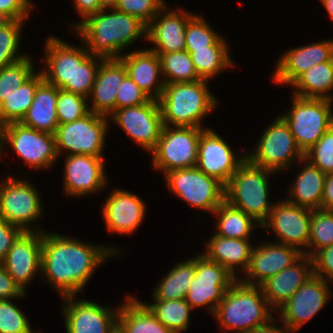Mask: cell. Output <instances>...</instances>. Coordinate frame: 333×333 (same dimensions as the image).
<instances>
[{
  "instance_id": "cell-59",
  "label": "cell",
  "mask_w": 333,
  "mask_h": 333,
  "mask_svg": "<svg viewBox=\"0 0 333 333\" xmlns=\"http://www.w3.org/2000/svg\"><path fill=\"white\" fill-rule=\"evenodd\" d=\"M10 21L11 19L0 11V28L8 24Z\"/></svg>"
},
{
  "instance_id": "cell-47",
  "label": "cell",
  "mask_w": 333,
  "mask_h": 333,
  "mask_svg": "<svg viewBox=\"0 0 333 333\" xmlns=\"http://www.w3.org/2000/svg\"><path fill=\"white\" fill-rule=\"evenodd\" d=\"M304 158L325 174L333 172V125L304 154Z\"/></svg>"
},
{
  "instance_id": "cell-35",
  "label": "cell",
  "mask_w": 333,
  "mask_h": 333,
  "mask_svg": "<svg viewBox=\"0 0 333 333\" xmlns=\"http://www.w3.org/2000/svg\"><path fill=\"white\" fill-rule=\"evenodd\" d=\"M44 81L41 71L33 73L24 83L15 88L0 105V123L2 125L20 122L31 106L37 87Z\"/></svg>"
},
{
  "instance_id": "cell-53",
  "label": "cell",
  "mask_w": 333,
  "mask_h": 333,
  "mask_svg": "<svg viewBox=\"0 0 333 333\" xmlns=\"http://www.w3.org/2000/svg\"><path fill=\"white\" fill-rule=\"evenodd\" d=\"M25 294L0 264V300H9L12 298L16 300Z\"/></svg>"
},
{
  "instance_id": "cell-29",
  "label": "cell",
  "mask_w": 333,
  "mask_h": 333,
  "mask_svg": "<svg viewBox=\"0 0 333 333\" xmlns=\"http://www.w3.org/2000/svg\"><path fill=\"white\" fill-rule=\"evenodd\" d=\"M44 62L41 69L44 80L61 89L64 85H73L74 46L65 40L50 36L45 43Z\"/></svg>"
},
{
  "instance_id": "cell-60",
  "label": "cell",
  "mask_w": 333,
  "mask_h": 333,
  "mask_svg": "<svg viewBox=\"0 0 333 333\" xmlns=\"http://www.w3.org/2000/svg\"><path fill=\"white\" fill-rule=\"evenodd\" d=\"M111 333H125L123 329L117 324L114 329L111 331Z\"/></svg>"
},
{
  "instance_id": "cell-55",
  "label": "cell",
  "mask_w": 333,
  "mask_h": 333,
  "mask_svg": "<svg viewBox=\"0 0 333 333\" xmlns=\"http://www.w3.org/2000/svg\"><path fill=\"white\" fill-rule=\"evenodd\" d=\"M333 208V172L326 175L321 209L331 210Z\"/></svg>"
},
{
  "instance_id": "cell-22",
  "label": "cell",
  "mask_w": 333,
  "mask_h": 333,
  "mask_svg": "<svg viewBox=\"0 0 333 333\" xmlns=\"http://www.w3.org/2000/svg\"><path fill=\"white\" fill-rule=\"evenodd\" d=\"M167 7L165 5L147 25V40L153 44L148 49L159 56L185 50L186 25L195 15L180 8L167 10Z\"/></svg>"
},
{
  "instance_id": "cell-42",
  "label": "cell",
  "mask_w": 333,
  "mask_h": 333,
  "mask_svg": "<svg viewBox=\"0 0 333 333\" xmlns=\"http://www.w3.org/2000/svg\"><path fill=\"white\" fill-rule=\"evenodd\" d=\"M333 245V214L330 210H312L309 244L306 255L312 256L317 250ZM312 248V249H310Z\"/></svg>"
},
{
  "instance_id": "cell-54",
  "label": "cell",
  "mask_w": 333,
  "mask_h": 333,
  "mask_svg": "<svg viewBox=\"0 0 333 333\" xmlns=\"http://www.w3.org/2000/svg\"><path fill=\"white\" fill-rule=\"evenodd\" d=\"M75 10H77L78 14L81 17V21L77 22V24L72 26L73 29H75L80 23H82L85 19H87L89 16L97 13L101 9H103L99 3V0H73Z\"/></svg>"
},
{
  "instance_id": "cell-23",
  "label": "cell",
  "mask_w": 333,
  "mask_h": 333,
  "mask_svg": "<svg viewBox=\"0 0 333 333\" xmlns=\"http://www.w3.org/2000/svg\"><path fill=\"white\" fill-rule=\"evenodd\" d=\"M109 194L101 210L108 232L130 235L137 231L147 212L144 201L123 189Z\"/></svg>"
},
{
  "instance_id": "cell-56",
  "label": "cell",
  "mask_w": 333,
  "mask_h": 333,
  "mask_svg": "<svg viewBox=\"0 0 333 333\" xmlns=\"http://www.w3.org/2000/svg\"><path fill=\"white\" fill-rule=\"evenodd\" d=\"M273 322H277L275 317L272 318L268 323L261 325L254 332L251 333H295L289 329L287 325L283 323L282 327L274 324Z\"/></svg>"
},
{
  "instance_id": "cell-30",
  "label": "cell",
  "mask_w": 333,
  "mask_h": 333,
  "mask_svg": "<svg viewBox=\"0 0 333 333\" xmlns=\"http://www.w3.org/2000/svg\"><path fill=\"white\" fill-rule=\"evenodd\" d=\"M59 88L45 80L37 87L27 113L20 121L24 126L55 134L58 127L56 103Z\"/></svg>"
},
{
  "instance_id": "cell-14",
  "label": "cell",
  "mask_w": 333,
  "mask_h": 333,
  "mask_svg": "<svg viewBox=\"0 0 333 333\" xmlns=\"http://www.w3.org/2000/svg\"><path fill=\"white\" fill-rule=\"evenodd\" d=\"M109 119L141 148L149 153L155 149L163 127L158 100L151 99L145 104L117 109Z\"/></svg>"
},
{
  "instance_id": "cell-32",
  "label": "cell",
  "mask_w": 333,
  "mask_h": 333,
  "mask_svg": "<svg viewBox=\"0 0 333 333\" xmlns=\"http://www.w3.org/2000/svg\"><path fill=\"white\" fill-rule=\"evenodd\" d=\"M118 325L125 333H173L134 296H127L119 305Z\"/></svg>"
},
{
  "instance_id": "cell-31",
  "label": "cell",
  "mask_w": 333,
  "mask_h": 333,
  "mask_svg": "<svg viewBox=\"0 0 333 333\" xmlns=\"http://www.w3.org/2000/svg\"><path fill=\"white\" fill-rule=\"evenodd\" d=\"M302 171L296 175L295 182L289 189V197L286 199L294 205L311 210L321 209L326 175L318 167L311 164L305 158Z\"/></svg>"
},
{
  "instance_id": "cell-7",
  "label": "cell",
  "mask_w": 333,
  "mask_h": 333,
  "mask_svg": "<svg viewBox=\"0 0 333 333\" xmlns=\"http://www.w3.org/2000/svg\"><path fill=\"white\" fill-rule=\"evenodd\" d=\"M0 183V218L19 227L23 232H44L38 224L43 214L38 189L26 180L8 176ZM32 227V228H31Z\"/></svg>"
},
{
  "instance_id": "cell-39",
  "label": "cell",
  "mask_w": 333,
  "mask_h": 333,
  "mask_svg": "<svg viewBox=\"0 0 333 333\" xmlns=\"http://www.w3.org/2000/svg\"><path fill=\"white\" fill-rule=\"evenodd\" d=\"M143 304L173 333H183L188 329L193 309L185 299L153 300L151 304Z\"/></svg>"
},
{
  "instance_id": "cell-45",
  "label": "cell",
  "mask_w": 333,
  "mask_h": 333,
  "mask_svg": "<svg viewBox=\"0 0 333 333\" xmlns=\"http://www.w3.org/2000/svg\"><path fill=\"white\" fill-rule=\"evenodd\" d=\"M87 100L84 95L59 89L56 103L58 125L73 122L87 115L90 112Z\"/></svg>"
},
{
  "instance_id": "cell-21",
  "label": "cell",
  "mask_w": 333,
  "mask_h": 333,
  "mask_svg": "<svg viewBox=\"0 0 333 333\" xmlns=\"http://www.w3.org/2000/svg\"><path fill=\"white\" fill-rule=\"evenodd\" d=\"M303 253L297 248L278 242L257 244L251 252L250 264L242 282L260 286L295 263ZM247 277V278H246Z\"/></svg>"
},
{
  "instance_id": "cell-15",
  "label": "cell",
  "mask_w": 333,
  "mask_h": 333,
  "mask_svg": "<svg viewBox=\"0 0 333 333\" xmlns=\"http://www.w3.org/2000/svg\"><path fill=\"white\" fill-rule=\"evenodd\" d=\"M312 210L294 205L286 199L274 203L261 228L272 229L278 243L297 248L306 255Z\"/></svg>"
},
{
  "instance_id": "cell-38",
  "label": "cell",
  "mask_w": 333,
  "mask_h": 333,
  "mask_svg": "<svg viewBox=\"0 0 333 333\" xmlns=\"http://www.w3.org/2000/svg\"><path fill=\"white\" fill-rule=\"evenodd\" d=\"M190 53L198 76L210 80L224 69L234 67V61L229 56L228 46H209L207 49H185Z\"/></svg>"
},
{
  "instance_id": "cell-52",
  "label": "cell",
  "mask_w": 333,
  "mask_h": 333,
  "mask_svg": "<svg viewBox=\"0 0 333 333\" xmlns=\"http://www.w3.org/2000/svg\"><path fill=\"white\" fill-rule=\"evenodd\" d=\"M23 233V231L6 220L0 218V262L8 254L13 243Z\"/></svg>"
},
{
  "instance_id": "cell-57",
  "label": "cell",
  "mask_w": 333,
  "mask_h": 333,
  "mask_svg": "<svg viewBox=\"0 0 333 333\" xmlns=\"http://www.w3.org/2000/svg\"><path fill=\"white\" fill-rule=\"evenodd\" d=\"M319 1H321V4L326 9L330 18L333 20V0H319Z\"/></svg>"
},
{
  "instance_id": "cell-12",
  "label": "cell",
  "mask_w": 333,
  "mask_h": 333,
  "mask_svg": "<svg viewBox=\"0 0 333 333\" xmlns=\"http://www.w3.org/2000/svg\"><path fill=\"white\" fill-rule=\"evenodd\" d=\"M168 190L191 207L213 213L225 200V186L197 166L164 174Z\"/></svg>"
},
{
  "instance_id": "cell-16",
  "label": "cell",
  "mask_w": 333,
  "mask_h": 333,
  "mask_svg": "<svg viewBox=\"0 0 333 333\" xmlns=\"http://www.w3.org/2000/svg\"><path fill=\"white\" fill-rule=\"evenodd\" d=\"M328 281L312 275L277 312L280 320L293 332L298 331L327 304L332 297Z\"/></svg>"
},
{
  "instance_id": "cell-18",
  "label": "cell",
  "mask_w": 333,
  "mask_h": 333,
  "mask_svg": "<svg viewBox=\"0 0 333 333\" xmlns=\"http://www.w3.org/2000/svg\"><path fill=\"white\" fill-rule=\"evenodd\" d=\"M246 160V155H235L224 139L210 128H205L199 138L196 166L206 175L216 178L226 186Z\"/></svg>"
},
{
  "instance_id": "cell-40",
  "label": "cell",
  "mask_w": 333,
  "mask_h": 333,
  "mask_svg": "<svg viewBox=\"0 0 333 333\" xmlns=\"http://www.w3.org/2000/svg\"><path fill=\"white\" fill-rule=\"evenodd\" d=\"M159 57L165 84L201 80L188 51L162 53Z\"/></svg>"
},
{
  "instance_id": "cell-9",
  "label": "cell",
  "mask_w": 333,
  "mask_h": 333,
  "mask_svg": "<svg viewBox=\"0 0 333 333\" xmlns=\"http://www.w3.org/2000/svg\"><path fill=\"white\" fill-rule=\"evenodd\" d=\"M252 153H246V159L258 167L274 172L290 168L296 160L303 162L304 154L298 148L288 124L278 116L262 133ZM299 160V161H298Z\"/></svg>"
},
{
  "instance_id": "cell-5",
  "label": "cell",
  "mask_w": 333,
  "mask_h": 333,
  "mask_svg": "<svg viewBox=\"0 0 333 333\" xmlns=\"http://www.w3.org/2000/svg\"><path fill=\"white\" fill-rule=\"evenodd\" d=\"M274 173L246 159L225 186V200L262 225L274 205L268 200V177Z\"/></svg>"
},
{
  "instance_id": "cell-8",
  "label": "cell",
  "mask_w": 333,
  "mask_h": 333,
  "mask_svg": "<svg viewBox=\"0 0 333 333\" xmlns=\"http://www.w3.org/2000/svg\"><path fill=\"white\" fill-rule=\"evenodd\" d=\"M109 117L89 112L83 118L58 125L55 132L58 157L84 154L104 157L105 136L109 129Z\"/></svg>"
},
{
  "instance_id": "cell-41",
  "label": "cell",
  "mask_w": 333,
  "mask_h": 333,
  "mask_svg": "<svg viewBox=\"0 0 333 333\" xmlns=\"http://www.w3.org/2000/svg\"><path fill=\"white\" fill-rule=\"evenodd\" d=\"M185 49H207L209 46H228L201 15H194L186 25Z\"/></svg>"
},
{
  "instance_id": "cell-46",
  "label": "cell",
  "mask_w": 333,
  "mask_h": 333,
  "mask_svg": "<svg viewBox=\"0 0 333 333\" xmlns=\"http://www.w3.org/2000/svg\"><path fill=\"white\" fill-rule=\"evenodd\" d=\"M0 333H33L27 316L9 300H0Z\"/></svg>"
},
{
  "instance_id": "cell-48",
  "label": "cell",
  "mask_w": 333,
  "mask_h": 333,
  "mask_svg": "<svg viewBox=\"0 0 333 333\" xmlns=\"http://www.w3.org/2000/svg\"><path fill=\"white\" fill-rule=\"evenodd\" d=\"M165 5V0H119L115 8L148 25Z\"/></svg>"
},
{
  "instance_id": "cell-58",
  "label": "cell",
  "mask_w": 333,
  "mask_h": 333,
  "mask_svg": "<svg viewBox=\"0 0 333 333\" xmlns=\"http://www.w3.org/2000/svg\"><path fill=\"white\" fill-rule=\"evenodd\" d=\"M119 0H99V3L103 9L105 8H115Z\"/></svg>"
},
{
  "instance_id": "cell-26",
  "label": "cell",
  "mask_w": 333,
  "mask_h": 333,
  "mask_svg": "<svg viewBox=\"0 0 333 333\" xmlns=\"http://www.w3.org/2000/svg\"><path fill=\"white\" fill-rule=\"evenodd\" d=\"M126 76V68L120 59H103L88 97L91 101L89 110L109 117L115 111L117 91Z\"/></svg>"
},
{
  "instance_id": "cell-25",
  "label": "cell",
  "mask_w": 333,
  "mask_h": 333,
  "mask_svg": "<svg viewBox=\"0 0 333 333\" xmlns=\"http://www.w3.org/2000/svg\"><path fill=\"white\" fill-rule=\"evenodd\" d=\"M313 275L310 256L303 254L295 263L262 283L263 295L273 310H278ZM276 308V309H274Z\"/></svg>"
},
{
  "instance_id": "cell-6",
  "label": "cell",
  "mask_w": 333,
  "mask_h": 333,
  "mask_svg": "<svg viewBox=\"0 0 333 333\" xmlns=\"http://www.w3.org/2000/svg\"><path fill=\"white\" fill-rule=\"evenodd\" d=\"M290 110L280 115L288 124L298 148L309 151L333 125V101L292 95Z\"/></svg>"
},
{
  "instance_id": "cell-34",
  "label": "cell",
  "mask_w": 333,
  "mask_h": 333,
  "mask_svg": "<svg viewBox=\"0 0 333 333\" xmlns=\"http://www.w3.org/2000/svg\"><path fill=\"white\" fill-rule=\"evenodd\" d=\"M196 274V256L175 266L163 276L152 293L153 300L185 299L189 286Z\"/></svg>"
},
{
  "instance_id": "cell-24",
  "label": "cell",
  "mask_w": 333,
  "mask_h": 333,
  "mask_svg": "<svg viewBox=\"0 0 333 333\" xmlns=\"http://www.w3.org/2000/svg\"><path fill=\"white\" fill-rule=\"evenodd\" d=\"M326 61H333V39L290 49L279 57L272 81L291 85L302 73Z\"/></svg>"
},
{
  "instance_id": "cell-36",
  "label": "cell",
  "mask_w": 333,
  "mask_h": 333,
  "mask_svg": "<svg viewBox=\"0 0 333 333\" xmlns=\"http://www.w3.org/2000/svg\"><path fill=\"white\" fill-rule=\"evenodd\" d=\"M212 214L218 218L215 235L220 237L250 239L253 229L261 227L252 217L233 207L226 200Z\"/></svg>"
},
{
  "instance_id": "cell-51",
  "label": "cell",
  "mask_w": 333,
  "mask_h": 333,
  "mask_svg": "<svg viewBox=\"0 0 333 333\" xmlns=\"http://www.w3.org/2000/svg\"><path fill=\"white\" fill-rule=\"evenodd\" d=\"M33 6L32 0H0V11L11 20L26 21Z\"/></svg>"
},
{
  "instance_id": "cell-17",
  "label": "cell",
  "mask_w": 333,
  "mask_h": 333,
  "mask_svg": "<svg viewBox=\"0 0 333 333\" xmlns=\"http://www.w3.org/2000/svg\"><path fill=\"white\" fill-rule=\"evenodd\" d=\"M63 316L67 333H111L118 324V309L102 306L76 296L63 297ZM77 299V300H76Z\"/></svg>"
},
{
  "instance_id": "cell-27",
  "label": "cell",
  "mask_w": 333,
  "mask_h": 333,
  "mask_svg": "<svg viewBox=\"0 0 333 333\" xmlns=\"http://www.w3.org/2000/svg\"><path fill=\"white\" fill-rule=\"evenodd\" d=\"M122 54L119 59L123 62L127 75L151 99L158 100L165 86V82L161 77L162 69L159 55L150 49H139L129 54ZM160 77L161 80H159Z\"/></svg>"
},
{
  "instance_id": "cell-4",
  "label": "cell",
  "mask_w": 333,
  "mask_h": 333,
  "mask_svg": "<svg viewBox=\"0 0 333 333\" xmlns=\"http://www.w3.org/2000/svg\"><path fill=\"white\" fill-rule=\"evenodd\" d=\"M207 85L208 80L204 79L165 84L158 99L163 126L203 128L202 118L218 105Z\"/></svg>"
},
{
  "instance_id": "cell-50",
  "label": "cell",
  "mask_w": 333,
  "mask_h": 333,
  "mask_svg": "<svg viewBox=\"0 0 333 333\" xmlns=\"http://www.w3.org/2000/svg\"><path fill=\"white\" fill-rule=\"evenodd\" d=\"M311 259L313 274L333 283V245L317 250Z\"/></svg>"
},
{
  "instance_id": "cell-2",
  "label": "cell",
  "mask_w": 333,
  "mask_h": 333,
  "mask_svg": "<svg viewBox=\"0 0 333 333\" xmlns=\"http://www.w3.org/2000/svg\"><path fill=\"white\" fill-rule=\"evenodd\" d=\"M72 32L83 40V46L90 55L103 59H119L124 49L143 36L147 41V25L116 8L101 9Z\"/></svg>"
},
{
  "instance_id": "cell-19",
  "label": "cell",
  "mask_w": 333,
  "mask_h": 333,
  "mask_svg": "<svg viewBox=\"0 0 333 333\" xmlns=\"http://www.w3.org/2000/svg\"><path fill=\"white\" fill-rule=\"evenodd\" d=\"M42 232H23L0 262L14 282L26 293V287L41 275Z\"/></svg>"
},
{
  "instance_id": "cell-11",
  "label": "cell",
  "mask_w": 333,
  "mask_h": 333,
  "mask_svg": "<svg viewBox=\"0 0 333 333\" xmlns=\"http://www.w3.org/2000/svg\"><path fill=\"white\" fill-rule=\"evenodd\" d=\"M205 128L163 126L157 145L151 152L154 168L165 174L196 166L199 138Z\"/></svg>"
},
{
  "instance_id": "cell-28",
  "label": "cell",
  "mask_w": 333,
  "mask_h": 333,
  "mask_svg": "<svg viewBox=\"0 0 333 333\" xmlns=\"http://www.w3.org/2000/svg\"><path fill=\"white\" fill-rule=\"evenodd\" d=\"M250 239H236L213 235L205 243L204 253L202 254L209 260L222 265L236 279L238 277L236 268L245 273L250 264L251 252L254 248L250 244Z\"/></svg>"
},
{
  "instance_id": "cell-43",
  "label": "cell",
  "mask_w": 333,
  "mask_h": 333,
  "mask_svg": "<svg viewBox=\"0 0 333 333\" xmlns=\"http://www.w3.org/2000/svg\"><path fill=\"white\" fill-rule=\"evenodd\" d=\"M25 21L11 20L0 28V68L14 64L28 55L19 54L21 30Z\"/></svg>"
},
{
  "instance_id": "cell-33",
  "label": "cell",
  "mask_w": 333,
  "mask_h": 333,
  "mask_svg": "<svg viewBox=\"0 0 333 333\" xmlns=\"http://www.w3.org/2000/svg\"><path fill=\"white\" fill-rule=\"evenodd\" d=\"M293 95L302 98L333 100V61L317 64L302 73L292 84ZM297 89V90H296ZM331 90V91H330Z\"/></svg>"
},
{
  "instance_id": "cell-13",
  "label": "cell",
  "mask_w": 333,
  "mask_h": 333,
  "mask_svg": "<svg viewBox=\"0 0 333 333\" xmlns=\"http://www.w3.org/2000/svg\"><path fill=\"white\" fill-rule=\"evenodd\" d=\"M235 280L236 278L222 265L199 253L196 255V274L185 300L192 309L205 306L213 315L225 292Z\"/></svg>"
},
{
  "instance_id": "cell-10",
  "label": "cell",
  "mask_w": 333,
  "mask_h": 333,
  "mask_svg": "<svg viewBox=\"0 0 333 333\" xmlns=\"http://www.w3.org/2000/svg\"><path fill=\"white\" fill-rule=\"evenodd\" d=\"M5 144L11 145L13 151L35 170L49 168L59 158L54 134L38 131L20 122L8 123L1 127L0 158L6 149Z\"/></svg>"
},
{
  "instance_id": "cell-49",
  "label": "cell",
  "mask_w": 333,
  "mask_h": 333,
  "mask_svg": "<svg viewBox=\"0 0 333 333\" xmlns=\"http://www.w3.org/2000/svg\"><path fill=\"white\" fill-rule=\"evenodd\" d=\"M151 98L127 75L119 86L115 101V110L138 106L149 102Z\"/></svg>"
},
{
  "instance_id": "cell-3",
  "label": "cell",
  "mask_w": 333,
  "mask_h": 333,
  "mask_svg": "<svg viewBox=\"0 0 333 333\" xmlns=\"http://www.w3.org/2000/svg\"><path fill=\"white\" fill-rule=\"evenodd\" d=\"M271 312L275 311L263 295L261 286L236 279L216 307L213 318L218 321L221 332L251 333L274 318Z\"/></svg>"
},
{
  "instance_id": "cell-20",
  "label": "cell",
  "mask_w": 333,
  "mask_h": 333,
  "mask_svg": "<svg viewBox=\"0 0 333 333\" xmlns=\"http://www.w3.org/2000/svg\"><path fill=\"white\" fill-rule=\"evenodd\" d=\"M65 194L82 197L101 191L106 187L107 175L103 157L76 154L64 156Z\"/></svg>"
},
{
  "instance_id": "cell-44",
  "label": "cell",
  "mask_w": 333,
  "mask_h": 333,
  "mask_svg": "<svg viewBox=\"0 0 333 333\" xmlns=\"http://www.w3.org/2000/svg\"><path fill=\"white\" fill-rule=\"evenodd\" d=\"M32 58L22 60L0 68V105L14 91L20 87L35 71Z\"/></svg>"
},
{
  "instance_id": "cell-37",
  "label": "cell",
  "mask_w": 333,
  "mask_h": 333,
  "mask_svg": "<svg viewBox=\"0 0 333 333\" xmlns=\"http://www.w3.org/2000/svg\"><path fill=\"white\" fill-rule=\"evenodd\" d=\"M74 45L73 85L61 89L90 97L97 71L103 58L88 53L85 47Z\"/></svg>"
},
{
  "instance_id": "cell-1",
  "label": "cell",
  "mask_w": 333,
  "mask_h": 333,
  "mask_svg": "<svg viewBox=\"0 0 333 333\" xmlns=\"http://www.w3.org/2000/svg\"><path fill=\"white\" fill-rule=\"evenodd\" d=\"M115 255H121L115 247L94 245L78 238L44 231L41 277L50 282L62 298L77 296L83 292L81 290L86 287L97 267Z\"/></svg>"
}]
</instances>
